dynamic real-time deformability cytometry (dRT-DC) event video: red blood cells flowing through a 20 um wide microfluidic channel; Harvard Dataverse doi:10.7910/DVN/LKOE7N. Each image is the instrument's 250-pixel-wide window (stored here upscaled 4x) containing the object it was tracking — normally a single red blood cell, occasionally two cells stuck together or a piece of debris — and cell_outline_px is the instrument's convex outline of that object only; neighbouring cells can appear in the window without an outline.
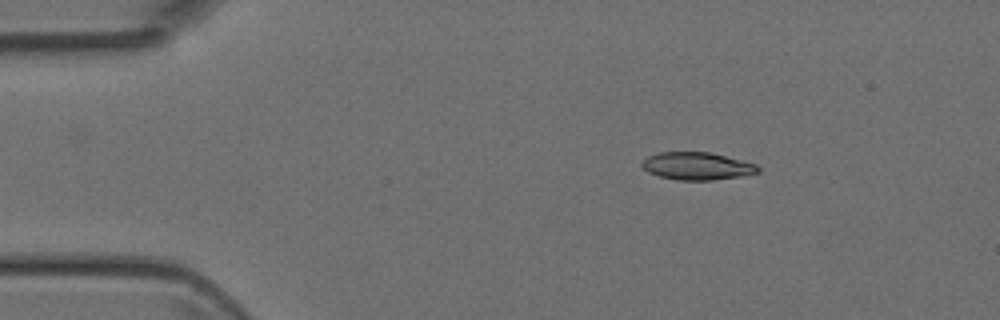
{"species": "Egyptian fruit bat (a non-hibernating species)", "species_latin": "Rousettus aegyptiacus", "temperature_condition": "room temperature", "stored_images_in_passage": 7, "camera_frame_rate_fps": 3000, "um_per_image_px": 0.085, "animal": {"sex": "female"}, "frame": {"image": 1, "passage_image": 2, "time_ms": 1.0, "image_size_px": [1000, 320], "cell_outline_px": [[760, 172], [744, 176], [712, 180], [676, 180], [660, 176], [648, 172], [640, 164], [648, 156], [660, 152], [712, 152], [756, 164], [760, 168]], "centroid_in_image_um": [59.28, 14.12], "position_along_channel_um": 25.7, "area_um2": 18.73}}
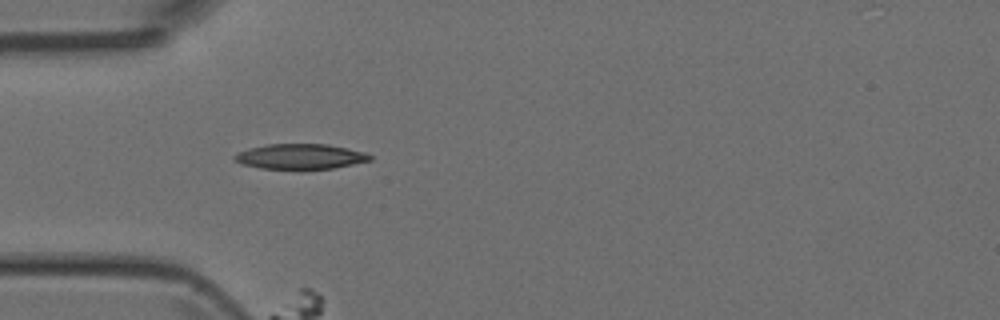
{"frame": {"image": 2, "passage_image": 4, "time_ms": 3.333, "image_size_px": [1000, 320], "cell_outline_px": [[372, 160], [332, 168], [260, 168], [240, 164], [232, 156], [236, 152], [248, 148], [268, 144], [328, 144], [348, 148], [364, 152], [372, 156]], "centroid_in_image_um": [25.49, 13.28], "position_along_channel_um": 59.5, "area_um2": 19.71}}
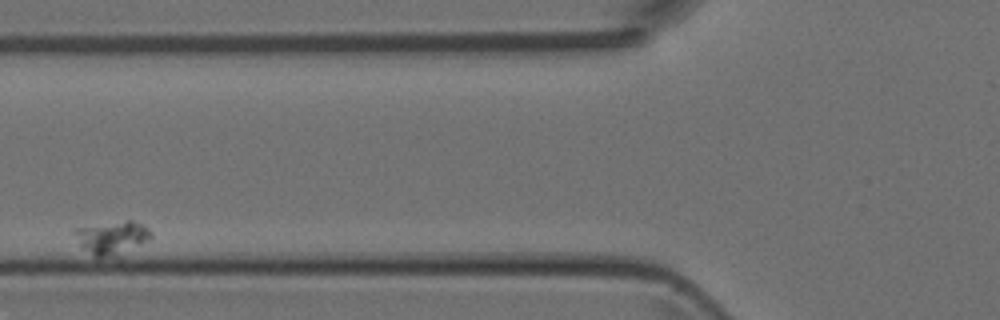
{"frame": {"image": 3, "passage_image": 6, "time_ms": 6.667, "image_size_px": [1000, 320], "cell_outline_px": [[152, 236], [148, 240], [116, 256], [96, 256], [84, 248], [80, 244], [72, 232], [72, 228], [128, 220], [132, 220], [148, 228], [152, 232]], "centroid_in_image_um": [9.51, 20.17], "position_along_channel_um": 116.3, "area_um2": 14.39}}